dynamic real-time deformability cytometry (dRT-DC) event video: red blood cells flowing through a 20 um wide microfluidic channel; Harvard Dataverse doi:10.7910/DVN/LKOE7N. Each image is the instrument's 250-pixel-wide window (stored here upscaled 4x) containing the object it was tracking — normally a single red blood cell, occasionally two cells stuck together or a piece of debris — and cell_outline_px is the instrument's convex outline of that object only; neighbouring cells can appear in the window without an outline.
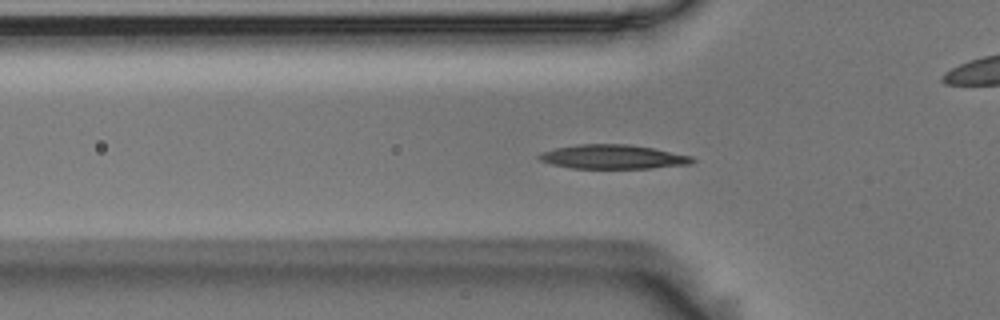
{"species": "Egyptian fruit bat (a non-hibernating species)", "species_latin": "Rousettus aegyptiacus", "temperature_condition": "room temperature", "stored_images_in_passage": 47, "camera_frame_rate_fps": 3000, "um_per_image_px": 0.085, "animal": {"sex": "male"}, "frame": {"image": 1, "passage_image": 9, "time_ms": 2.667, "image_size_px": [1000, 320], "cell_outline_px": [[696, 160], [692, 164], [652, 168], [572, 168], [552, 164], [540, 160], [536, 156], [540, 152], [556, 148], [580, 144], [628, 144], [652, 148], [692, 156]], "centroid_in_image_um": [52.11, 13.33], "position_along_channel_um": 73.7, "area_um2": 21.5}}
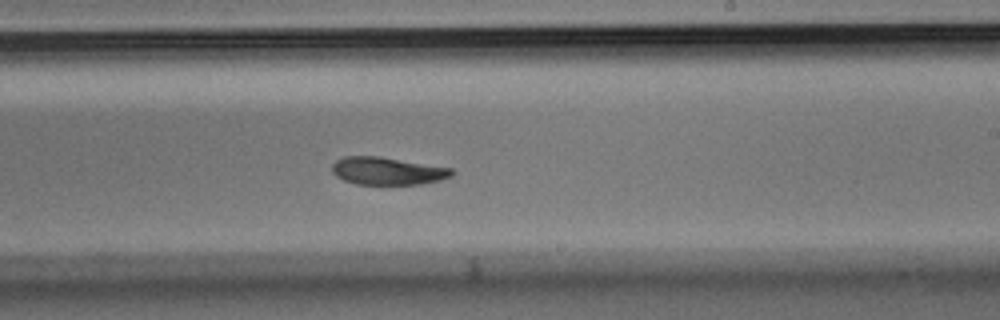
{"frame": {"image": 2, "passage_image": 24, "time_ms": 7.667, "image_size_px": [1000, 320], "cell_outline_px": [[456, 172], [452, 176], [440, 180], [420, 184], [356, 184], [344, 180], [336, 176], [332, 172], [332, 164], [336, 160], [344, 156], [380, 156], [452, 168]], "centroid_in_image_um": [32.94, 14.52], "position_along_channel_um": 256.1, "area_um2": 19.36}}
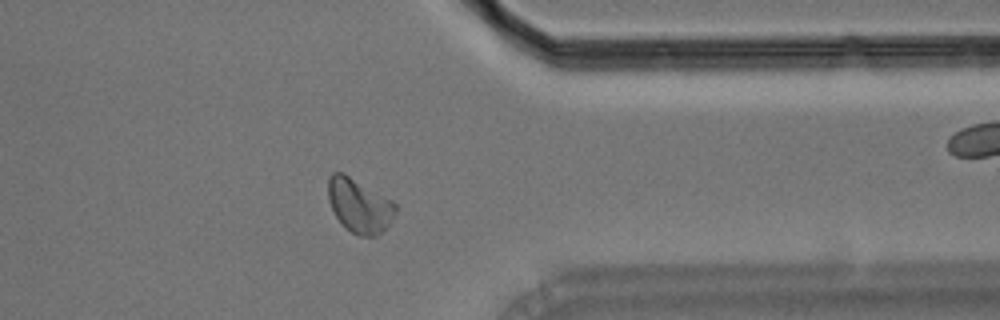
{"frame": {"image": 3, "passage_image": 35, "time_ms": 11.333, "image_size_px": [1000, 320], "cell_outline_px": [[396, 212], [388, 224], [376, 236], [356, 236], [336, 216], [328, 200], [328, 176], [332, 172], [344, 172], [392, 200], [396, 204]], "centroid_in_image_um": [30.53, 17.43], "position_along_channel_um": 380.9, "area_um2": 21.04}, "authors_computed_cell_mechanics": {"area_um2": 20.6924, "velocity_mm_per_s": 3.6319, "shape_relaxation_time_tau1_ms": 4.2328, "shape_relaxation_time_tau2_ms": null, "deformation_change_tau1": 0.1503, "deformation_change_tau2": null}}